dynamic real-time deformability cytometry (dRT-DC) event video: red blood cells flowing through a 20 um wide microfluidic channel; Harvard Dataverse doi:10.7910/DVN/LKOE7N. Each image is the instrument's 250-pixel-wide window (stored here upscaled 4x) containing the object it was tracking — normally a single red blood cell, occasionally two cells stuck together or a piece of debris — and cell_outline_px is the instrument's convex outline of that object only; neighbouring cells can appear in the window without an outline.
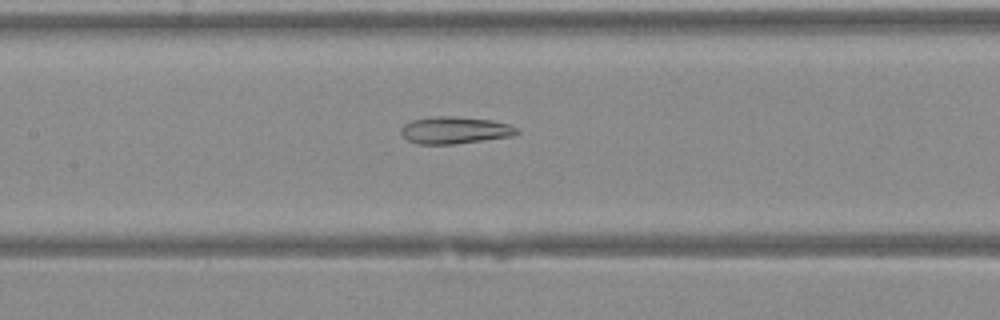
{"species": "Egyptian fruit bat (a non-hibernating species)", "species_latin": "Rousettus aegyptiacus", "temperature_condition": "warm", "stored_images_in_passage": 28, "camera_frame_rate_fps": 3000, "um_per_image_px": 0.085, "animal": {"sex": "female"}, "frame": {"image": 1, "passage_image": 9, "time_ms": 2.667, "image_size_px": [1000, 320], "cell_outline_px": [[520, 132], [512, 136], [452, 144], [416, 144], [408, 140], [400, 132], [400, 128], [404, 124], [412, 120], [436, 116], [456, 116], [492, 120], [508, 124], [520, 128]], "centroid_in_image_um": [38.67, 11.06], "position_along_channel_um": 168.7, "area_um2": 18.32}}
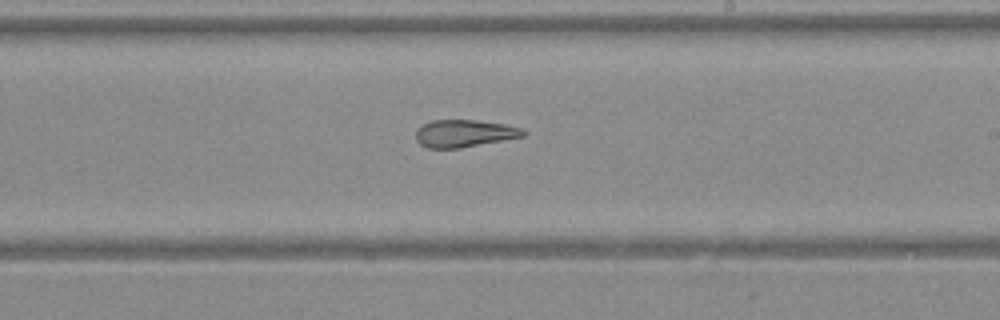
{"frame": {"image": 2, "passage_image": 14, "time_ms": 4.333, "image_size_px": [1000, 320], "cell_outline_px": [[528, 132], [524, 136], [460, 148], [428, 148], [420, 144], [416, 140], [416, 128], [420, 124], [432, 120], [476, 120], [504, 124], [520, 128]], "centroid_in_image_um": [39.42, 11.33], "position_along_channel_um": 249.6, "area_um2": 17.17}}
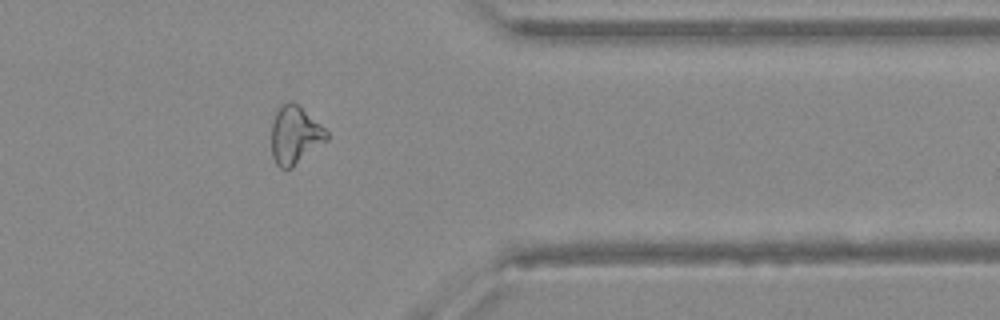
{"frame": {"image": 3, "passage_image": 23, "time_ms": 7.333, "image_size_px": [1000, 320], "cell_outline_px": [[328, 140], [292, 168], [280, 168], [276, 164], [272, 156], [272, 120], [276, 112], [288, 100], [292, 100], [320, 124], [328, 132]], "centroid_in_image_um": [25.07, 11.5], "position_along_channel_um": 386.3, "area_um2": 18.55}}